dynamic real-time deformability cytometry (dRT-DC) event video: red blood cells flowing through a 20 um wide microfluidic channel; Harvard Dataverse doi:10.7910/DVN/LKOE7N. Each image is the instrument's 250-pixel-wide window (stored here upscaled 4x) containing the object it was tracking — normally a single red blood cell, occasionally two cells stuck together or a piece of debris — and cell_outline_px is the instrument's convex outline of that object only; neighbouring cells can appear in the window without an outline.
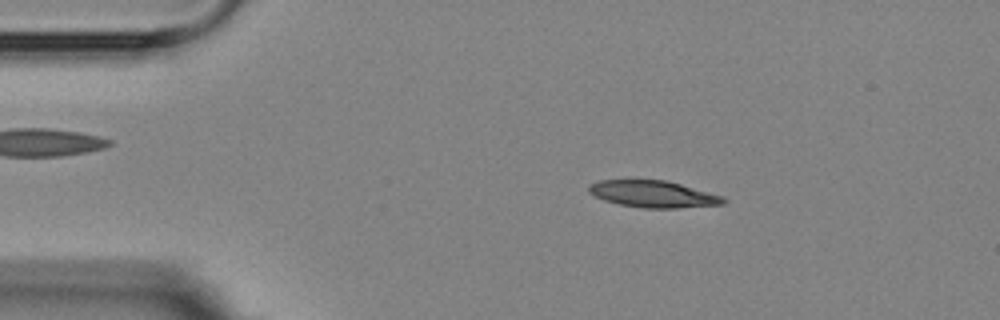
{"species": "Egyptian fruit bat (a non-hibernating species)", "species_latin": "Rousettus aegyptiacus", "temperature_condition": "room temperature", "stored_images_in_passage": 6, "camera_frame_rate_fps": 3000, "um_per_image_px": 0.085, "animal": {"sex": "female"}, "frame": {"image": 1, "passage_image": 2, "time_ms": 1.333, "image_size_px": [1000, 320], "cell_outline_px": [[728, 200], [724, 204], [676, 208], [644, 208], [620, 204], [604, 200], [588, 192], [588, 184], [600, 180], [632, 176], [664, 180], [680, 184], [724, 196]], "centroid_in_image_um": [55.46, 16.44], "position_along_channel_um": 29.5, "area_um2": 21.85}}
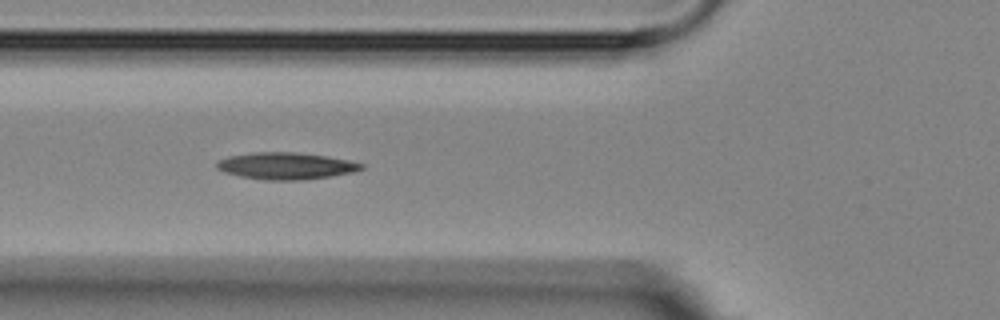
{"frame": {"image": 2, "passage_image": 5, "time_ms": 4.667, "image_size_px": [1000, 320], "cell_outline_px": [[364, 168], [352, 172], [332, 176], [300, 180], [264, 180], [240, 176], [224, 172], [216, 168], [216, 160], [228, 156], [252, 152], [296, 152], [324, 156], [348, 160], [364, 164]], "centroid_in_image_um": [24.25, 14.1], "position_along_channel_um": 101.5, "area_um2": 22.66}}
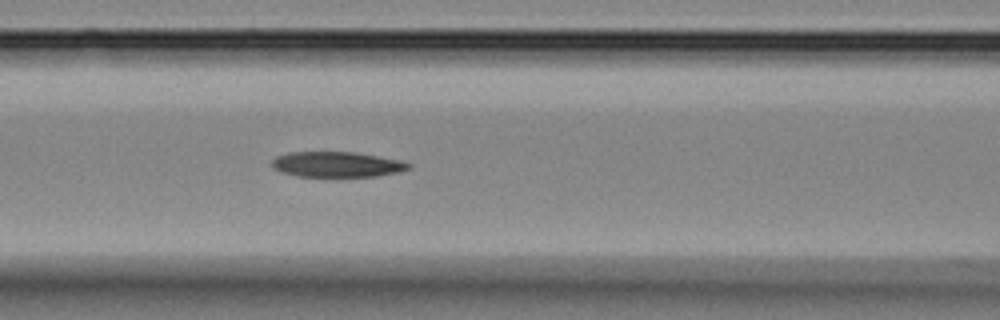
{"frame": {"image": 3, "passage_image": 6, "time_ms": 5.667, "image_size_px": [1000, 320], "cell_outline_px": [[412, 168], [400, 172], [376, 176], [296, 176], [280, 172], [272, 168], [272, 160], [276, 156], [288, 152], [356, 152], [400, 160], [412, 164]], "centroid_in_image_um": [28.64, 13.97], "position_along_channel_um": 138.0, "area_um2": 20.35}}